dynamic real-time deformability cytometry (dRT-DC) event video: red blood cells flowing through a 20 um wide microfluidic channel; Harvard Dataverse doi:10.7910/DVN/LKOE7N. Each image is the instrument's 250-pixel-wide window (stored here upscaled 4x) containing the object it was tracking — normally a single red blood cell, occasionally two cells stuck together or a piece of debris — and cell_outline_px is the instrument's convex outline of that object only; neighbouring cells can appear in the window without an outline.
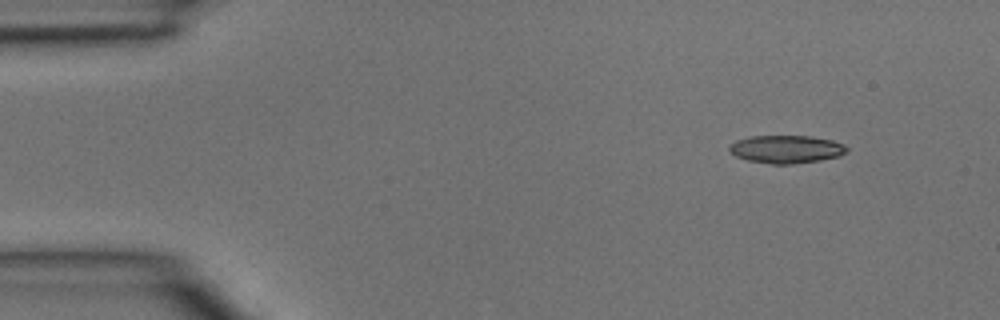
{"species": "common noctule bat (a hibernating species)", "species_latin": "Nyctalus noctula", "temperature_condition": "room temperature", "stored_images_in_passage": 4, "segment_of_instrument_passage": [1, 2], "camera_frame_rate_fps": 3000, "um_per_image_px": 0.085, "animal": {"sex": "male", "body_mass_g": 15.6}, "frame": {"image": 1, "passage_image": 1, "time_ms": 0.0, "image_size_px": [1000, 320], "cell_outline_px": [[848, 152], [840, 156], [820, 160], [788, 164], [772, 164], [748, 160], [736, 156], [728, 148], [736, 140], [748, 136], [812, 136], [832, 140], [844, 144], [848, 148]], "centroid_in_image_um": [66.87, 12.67], "position_along_channel_um": 18.1, "area_um2": 19.07}}
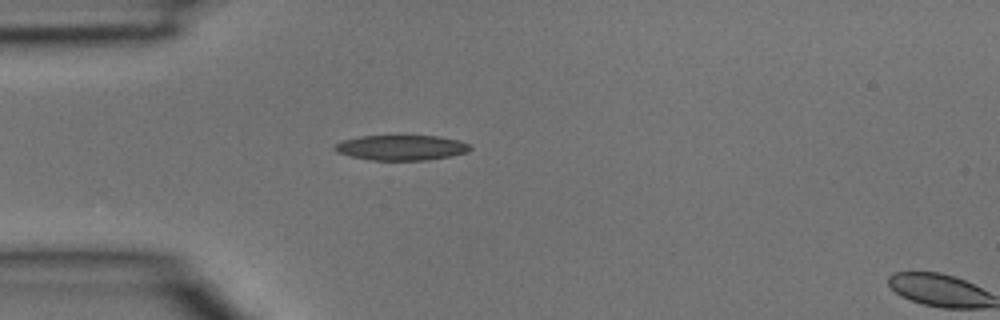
{"frame": {"image": 2, "passage_image": 3, "time_ms": 0.667, "image_size_px": [1000, 320], "cell_outline_px": [[472, 148], [468, 152], [428, 160], [372, 160], [352, 156], [336, 152], [332, 148], [336, 144], [344, 140], [360, 136], [440, 136], [460, 140], [468, 144]], "centroid_in_image_um": [34.13, 12.54], "position_along_channel_um": 50.9, "area_um2": 19.77}}